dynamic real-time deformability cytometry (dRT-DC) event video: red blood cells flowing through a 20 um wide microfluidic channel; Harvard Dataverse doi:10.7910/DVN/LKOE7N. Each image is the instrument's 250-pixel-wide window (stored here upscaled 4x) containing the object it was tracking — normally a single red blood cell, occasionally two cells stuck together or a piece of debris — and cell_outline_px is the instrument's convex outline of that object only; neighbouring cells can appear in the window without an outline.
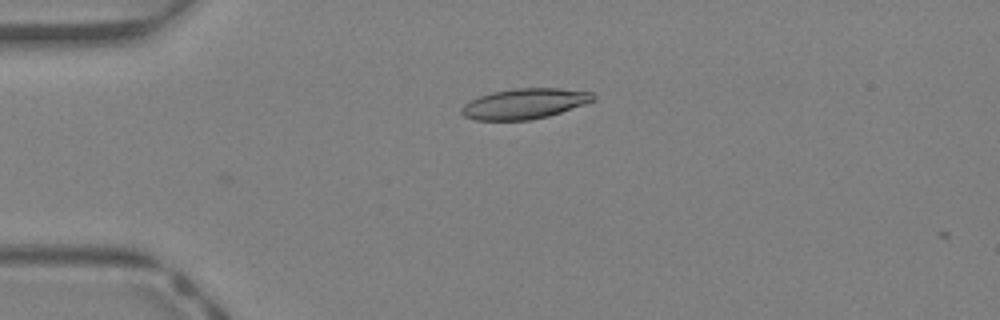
{"species": "Egyptian fruit bat (a non-hibernating species)", "species_latin": "Rousettus aegyptiacus", "temperature_condition": "warm", "stored_images_in_passage": 2, "camera_frame_rate_fps": 3000, "um_per_image_px": 0.085, "animal": {"sex": "female"}, "frame": {"image": 1, "passage_image": 2, "time_ms": 0.333, "image_size_px": [1000, 320], "cell_outline_px": [[596, 100], [548, 116], [528, 120], [476, 120], [464, 116], [460, 112], [460, 108], [464, 104], [480, 96], [492, 92], [516, 88], [560, 88], [592, 92], [596, 96]], "centroid_in_image_um": [44.59, 8.81], "position_along_channel_um": 40.4, "area_um2": 23.24}}